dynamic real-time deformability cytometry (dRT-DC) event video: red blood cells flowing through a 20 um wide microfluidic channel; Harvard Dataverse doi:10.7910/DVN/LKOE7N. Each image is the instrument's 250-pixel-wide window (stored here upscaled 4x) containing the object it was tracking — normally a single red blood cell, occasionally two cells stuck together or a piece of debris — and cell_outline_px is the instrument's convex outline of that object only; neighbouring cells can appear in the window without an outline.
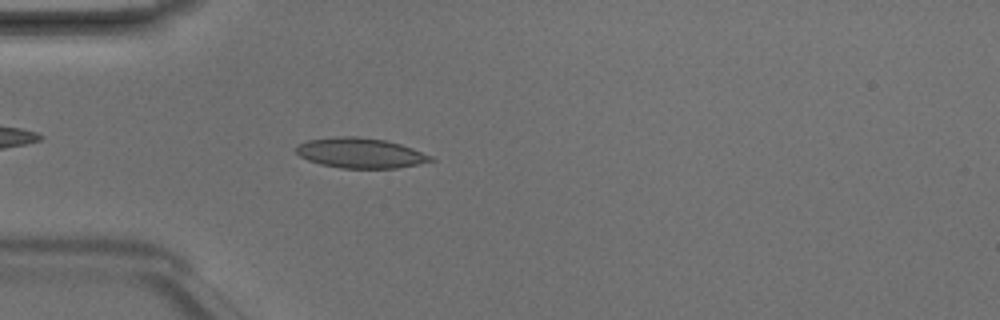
{"species": "Egyptian fruit bat (a non-hibernating species)", "species_latin": "Rousettus aegyptiacus", "temperature_condition": "room temperature", "stored_images_in_passage": 4, "camera_frame_rate_fps": 3000, "um_per_image_px": 0.085, "animal": {"sex": "male"}, "frame": {"image": 1, "passage_image": 4, "time_ms": 1.0, "image_size_px": [1000, 320], "cell_outline_px": [[436, 160], [396, 168], [340, 168], [320, 164], [308, 160], [300, 156], [296, 152], [296, 144], [308, 140], [340, 136], [356, 136], [384, 140], [400, 144], [412, 148], [432, 156]], "centroid_in_image_um": [30.61, 13.0], "position_along_channel_um": 54.4, "area_um2": 23.52}}